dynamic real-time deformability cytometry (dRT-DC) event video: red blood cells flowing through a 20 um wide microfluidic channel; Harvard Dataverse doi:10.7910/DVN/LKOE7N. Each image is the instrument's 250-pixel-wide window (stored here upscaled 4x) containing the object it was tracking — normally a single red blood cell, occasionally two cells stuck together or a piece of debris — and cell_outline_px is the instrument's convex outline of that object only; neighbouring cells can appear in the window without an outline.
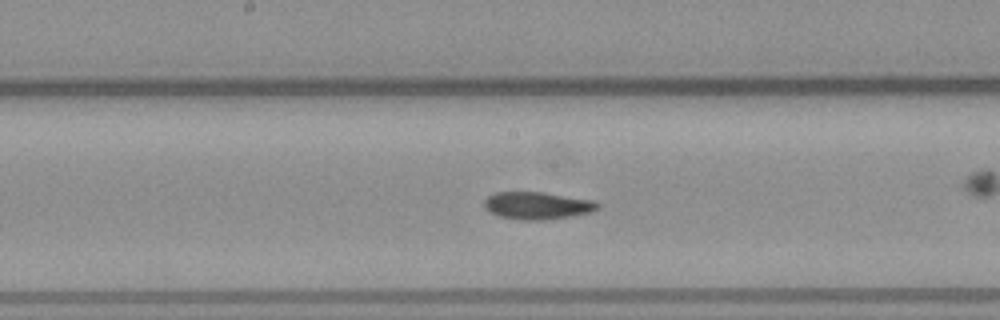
{"species": "common noctule bat (a hibernating species)", "species_latin": "Nyctalus noctula", "temperature_condition": "warm", "stored_images_in_passage": 47, "camera_frame_rate_fps": 3000, "um_per_image_px": 0.085, "animal": {"sex": "male", "body_mass_g": 23.1, "forearm_length_mm": 52.7}, "frame": {"image": 1, "passage_image": 27, "time_ms": 8.667, "image_size_px": [1000, 320], "cell_outline_px": [[600, 208], [592, 212], [572, 216], [544, 220], [524, 220], [500, 216], [484, 208], [484, 200], [488, 196], [496, 192], [544, 192], [592, 200], [600, 204]], "centroid_in_image_um": [45.7, 17.47], "position_along_channel_um": 202.5, "area_um2": 18.09}}